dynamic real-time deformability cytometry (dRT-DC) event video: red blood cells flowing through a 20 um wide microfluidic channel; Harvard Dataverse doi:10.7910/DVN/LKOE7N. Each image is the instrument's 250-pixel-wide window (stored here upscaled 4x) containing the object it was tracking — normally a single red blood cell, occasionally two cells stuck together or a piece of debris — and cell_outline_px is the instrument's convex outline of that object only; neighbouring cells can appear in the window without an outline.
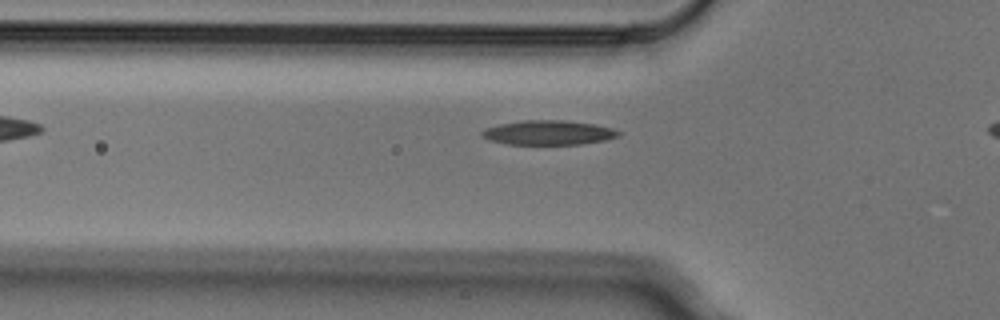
{"species": "Egyptian fruit bat (a non-hibernating species)", "species_latin": "Rousettus aegyptiacus", "temperature_condition": "cold", "stored_images_in_passage": 5, "camera_frame_rate_fps": 3000, "um_per_image_px": 0.085, "animal": {"sex": "male"}, "frame": {"image": 1, "passage_image": 4, "time_ms": 1.0, "image_size_px": [1000, 320], "cell_outline_px": [[620, 136], [608, 140], [580, 144], [508, 144], [488, 140], [480, 136], [480, 132], [484, 128], [500, 124], [524, 120], [564, 120], [592, 124], [612, 128], [620, 132]], "centroid_in_image_um": [46.59, 11.28], "position_along_channel_um": 79.2, "area_um2": 19.54}}